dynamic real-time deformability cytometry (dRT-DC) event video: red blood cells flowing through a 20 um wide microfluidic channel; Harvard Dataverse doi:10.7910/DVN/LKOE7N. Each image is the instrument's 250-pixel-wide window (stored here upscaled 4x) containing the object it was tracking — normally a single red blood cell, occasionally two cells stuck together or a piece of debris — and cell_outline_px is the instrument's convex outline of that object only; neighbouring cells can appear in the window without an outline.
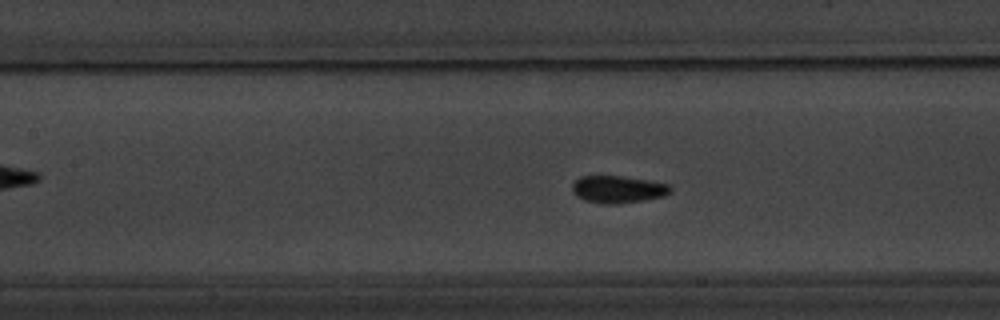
{"species": "common noctule bat (a hibernating species)", "species_latin": "Nyctalus noctula", "temperature_condition": "warm", "stored_images_in_passage": 55, "camera_frame_rate_fps": 3000, "um_per_image_px": 0.085, "animal": {"sex": "male", "body_mass_g": 20.1, "forearm_length_mm": 53.5}, "frame": {"image": 1, "passage_image": 25, "time_ms": 8.0, "image_size_px": [1000, 320], "cell_outline_px": [[672, 192], [664, 196], [620, 204], [600, 204], [584, 200], [572, 192], [572, 184], [580, 176], [620, 176], [648, 180], [668, 184], [672, 188]], "centroid_in_image_um": [52.52, 16.1], "position_along_channel_um": 154.9, "area_um2": 15.66}}
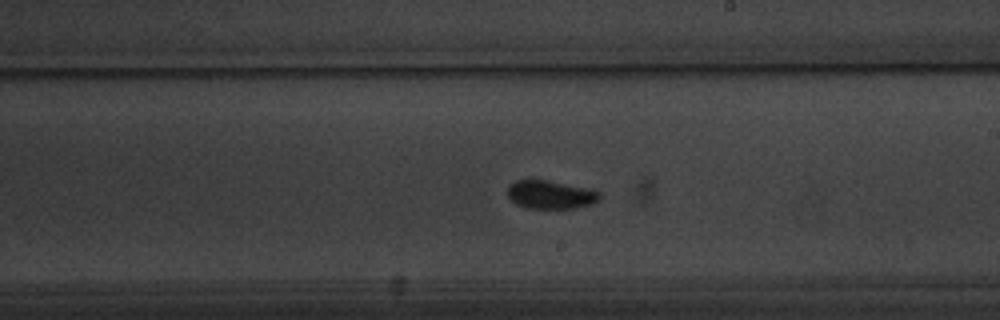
{"frame": {"image": 2, "passage_image": 32, "time_ms": 10.333, "image_size_px": [1000, 320], "cell_outline_px": [[600, 200], [592, 204], [576, 208], [528, 208], [516, 204], [508, 196], [508, 184], [516, 180], [532, 176], [592, 188], [600, 192]], "centroid_in_image_um": [46.8, 16.48], "position_along_channel_um": 242.2, "area_um2": 16.07}}
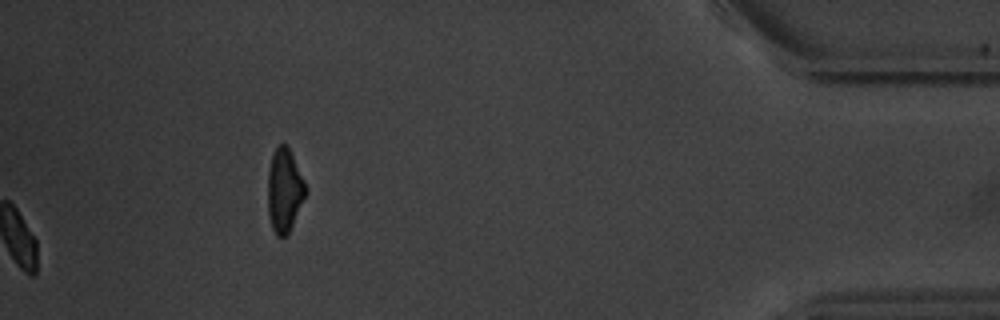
{"frame": {"image": 3, "passage_image": 55, "time_ms": 18.0, "image_size_px": [1000, 320], "cell_outline_px": [[308, 192], [288, 236], [276, 236], [272, 228], [268, 212], [268, 172], [272, 156], [276, 148], [280, 144], [284, 144], [288, 148], [304, 180]], "centroid_in_image_um": [24.19, 16.25], "position_along_channel_um": 411.0, "area_um2": 18.38}, "authors_computed_cell_mechanics": {"area_um2": 14.739, "velocity_mm_per_s": 3.7496, "shape_relaxation_time_tau1_ms": 2.4759, "shape_relaxation_time_tau2_ms": null, "deformation_change_tau1": 0.0787, "deformation_change_tau2": null}}